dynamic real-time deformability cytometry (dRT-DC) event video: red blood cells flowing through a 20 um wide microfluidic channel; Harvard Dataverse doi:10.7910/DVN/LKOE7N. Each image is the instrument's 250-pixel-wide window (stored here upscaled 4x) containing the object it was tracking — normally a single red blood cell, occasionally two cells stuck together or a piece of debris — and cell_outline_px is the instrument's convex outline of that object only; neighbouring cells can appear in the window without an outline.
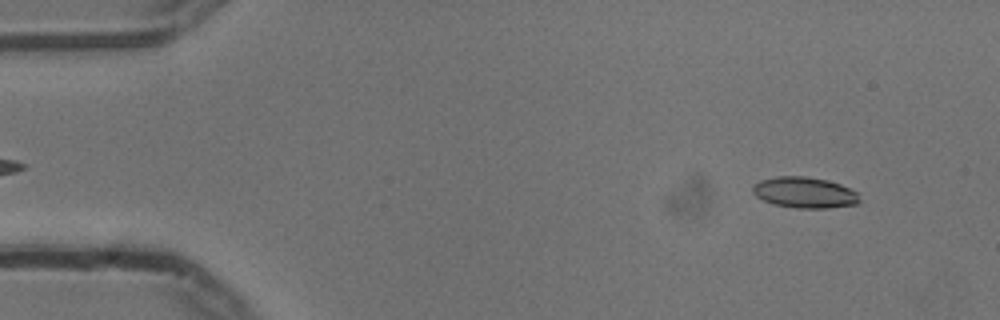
{"species": "common noctule bat (a hibernating species)", "species_latin": "Nyctalus noctula", "temperature_condition": "cold", "stored_images_in_passage": 55, "camera_frame_rate_fps": 3000, "um_per_image_px": 0.085, "animal": {"sex": "male", "body_mass_g": 13.3}, "frame": {"image": 1, "passage_image": 5, "time_ms": 1.333, "image_size_px": [1000, 320], "cell_outline_px": [[860, 200], [856, 204], [828, 208], [796, 208], [772, 204], [756, 196], [752, 192], [752, 188], [760, 180], [776, 176], [804, 176], [828, 180], [840, 184], [856, 192]], "centroid_in_image_um": [68.37, 16.36], "position_along_channel_um": 16.6, "area_um2": 19.19}}
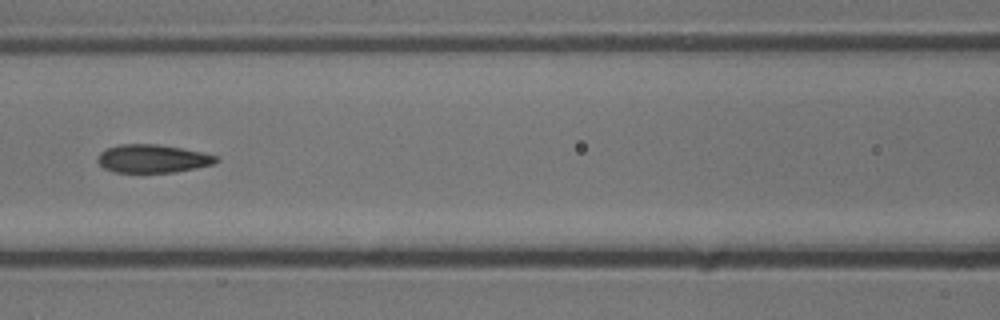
{"frame": {"image": 2, "passage_image": 24, "time_ms": 7.667, "image_size_px": [1000, 320], "cell_outline_px": [[220, 160], [212, 164], [196, 168], [176, 172], [116, 172], [104, 168], [96, 160], [100, 152], [108, 148], [120, 144], [156, 144], [204, 152], [220, 156]], "centroid_in_image_um": [13.01, 13.48], "position_along_channel_um": 153.6, "area_um2": 19.48}}
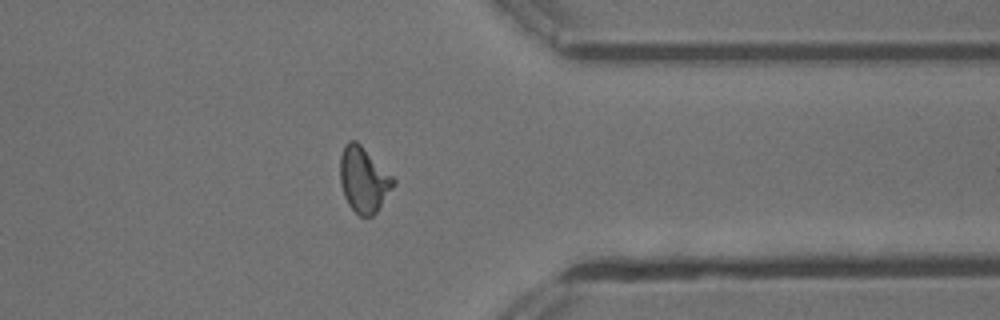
{"frame": {"image": 3, "passage_image": 43, "time_ms": 14.0, "image_size_px": [1000, 320], "cell_outline_px": [[396, 184], [376, 212], [372, 216], [360, 216], [348, 204], [344, 196], [340, 184], [340, 156], [344, 144], [348, 140], [356, 140], [396, 180]], "centroid_in_image_um": [30.9, 15.26], "position_along_channel_um": 380.5, "area_um2": 20.23}, "authors_computed_cell_mechanics": {"area_um2": 19.652, "velocity_mm_per_s": 3.7421, "shape_relaxation_time_tau1_ms": 6.255, "shape_relaxation_time_tau2_ms": 1.6609, "deformation_change_tau1": 0.1592, "deformation_change_tau2": 0.0767}}